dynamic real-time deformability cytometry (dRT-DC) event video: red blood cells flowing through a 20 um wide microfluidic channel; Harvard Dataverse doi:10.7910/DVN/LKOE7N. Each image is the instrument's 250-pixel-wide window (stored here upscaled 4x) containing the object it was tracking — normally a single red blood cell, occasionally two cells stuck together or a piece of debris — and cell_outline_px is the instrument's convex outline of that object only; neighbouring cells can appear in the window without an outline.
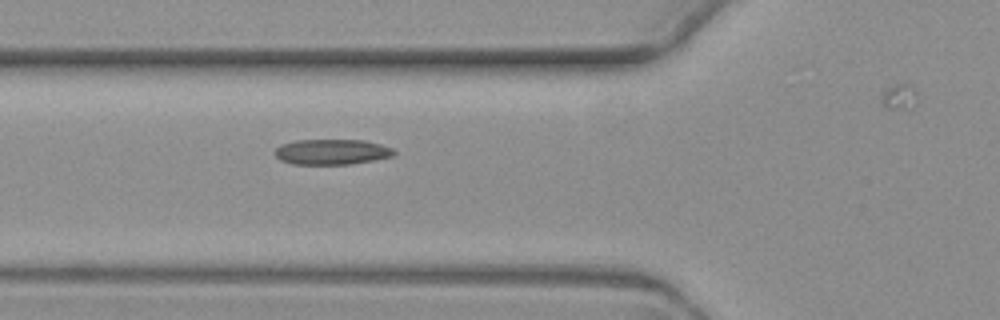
{"species": "common noctule bat (a hibernating species)", "species_latin": "Nyctalus noctula", "temperature_condition": "warm", "stored_images_in_passage": 3, "camera_frame_rate_fps": 3000, "um_per_image_px": 0.085, "animal": {"sex": "female", "body_mass_g": 19.3, "forearm_length_mm": 54.1}, "frame": {"image": 1, "passage_image": 2, "time_ms": 1.0, "image_size_px": [1000, 320], "cell_outline_px": [[396, 152], [392, 156], [372, 160], [348, 164], [292, 164], [280, 160], [276, 156], [276, 148], [280, 144], [296, 140], [364, 140], [380, 144], [392, 148]], "centroid_in_image_um": [28.18, 12.9], "position_along_channel_um": 97.6, "area_um2": 17.51}}